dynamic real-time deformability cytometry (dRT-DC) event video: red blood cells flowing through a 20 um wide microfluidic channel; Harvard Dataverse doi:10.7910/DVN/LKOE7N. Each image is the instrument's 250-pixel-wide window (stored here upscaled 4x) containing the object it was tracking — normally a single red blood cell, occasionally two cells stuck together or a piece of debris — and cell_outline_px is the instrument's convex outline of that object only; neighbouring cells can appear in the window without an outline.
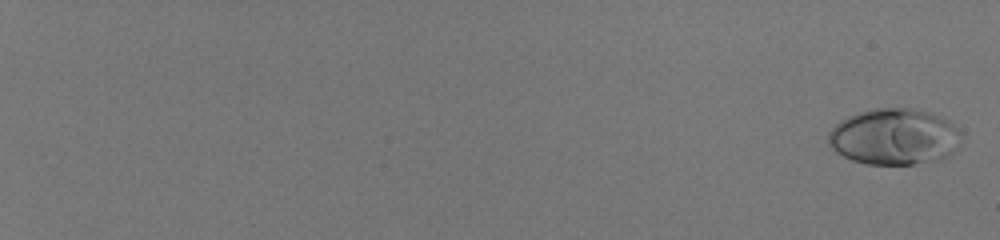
{"species": "human", "species_latin": "Homo sapiens", "temperature_condition": "room temperature", "stored_images_in_passage": 25, "camera_frame_rate_fps": 3000, "um_per_image_px": 0.085, "donor": {"sex": "male"}, "frame": {"image": 1, "passage_image": 2, "time_ms": 0.333, "image_size_px": [1000, 240], "cell_outline_px": [[964, 132], [952, 152], [948, 156], [940, 160], [912, 164], [868, 164], [852, 160], [836, 152], [828, 144], [828, 132], [840, 120], [848, 116], [860, 112], [876, 108], [912, 108], [932, 112], [948, 120]], "centroid_in_image_um": [76.03, 11.61], "position_along_channel_um": 9.0, "area_um2": 43.81}}
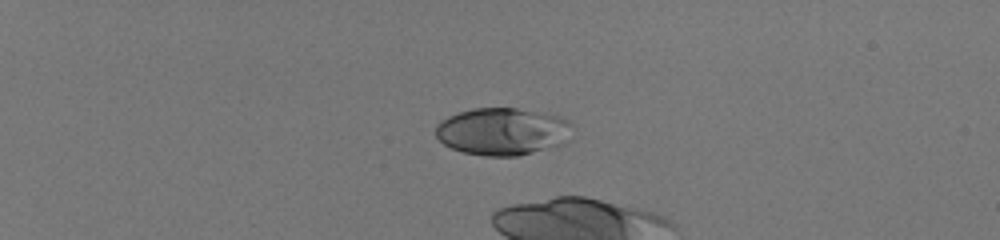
{"frame": {"image": 2, "passage_image": 19, "time_ms": 6.0, "image_size_px": [1000, 240], "cell_outline_px": [[572, 124], [560, 144], [532, 152], [516, 156], [484, 156], [464, 152], [452, 148], [444, 144], [436, 136], [436, 124], [440, 120], [448, 116], [472, 108], [516, 108], [560, 116], [568, 120]], "centroid_in_image_um": [42.63, 11.16], "position_along_channel_um": 42.4, "area_um2": 37.17}}